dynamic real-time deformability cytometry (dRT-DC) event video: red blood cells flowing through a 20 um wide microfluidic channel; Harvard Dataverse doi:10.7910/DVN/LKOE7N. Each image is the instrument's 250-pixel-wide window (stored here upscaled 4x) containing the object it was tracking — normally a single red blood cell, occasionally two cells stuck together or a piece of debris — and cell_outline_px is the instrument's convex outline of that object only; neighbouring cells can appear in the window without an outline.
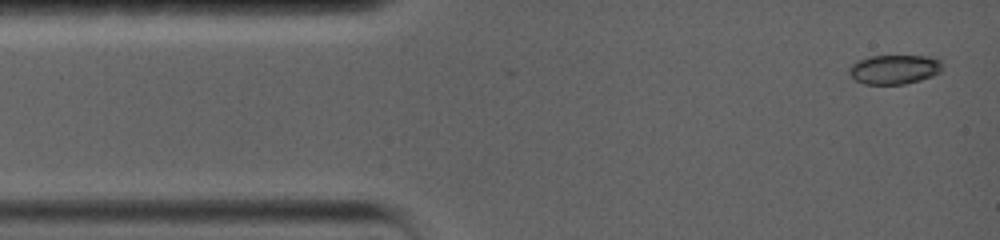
{"species": "common noctule bat (a hibernating species)", "species_latin": "Nyctalus noctula", "temperature_condition": "warm", "stored_images_in_passage": 33, "camera_frame_rate_fps": 5000, "um_per_image_px": 0.085, "animal": {"sex": "female", "body_mass_g": 19.0, "forearm_length_mm": 56.7}, "frame": {"image": 1, "passage_image": 1, "time_ms": 0.0, "image_size_px": [1000, 240], "cell_outline_px": [[944, 68], [940, 72], [932, 76], [920, 80], [904, 84], [864, 84], [856, 80], [848, 72], [848, 68], [856, 60], [868, 56], [936, 56], [944, 64]], "centroid_in_image_um": [76.05, 5.88], "position_along_channel_um": 8.9, "area_um2": 16.24}}
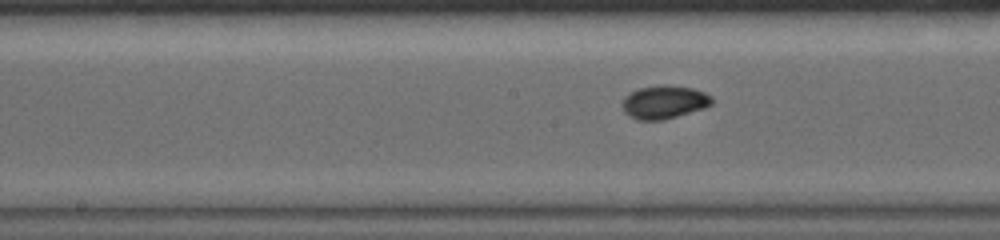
{"frame": {"image": 2, "passage_image": 16, "time_ms": 7.0, "image_size_px": [1000, 240], "cell_outline_px": [[712, 104], [704, 108], [664, 120], [636, 120], [628, 116], [624, 112], [620, 104], [624, 96], [640, 88], [664, 84], [692, 88], [704, 92], [712, 96]], "centroid_in_image_um": [56.42, 8.69], "position_along_channel_um": 191.8, "area_um2": 17.51}}
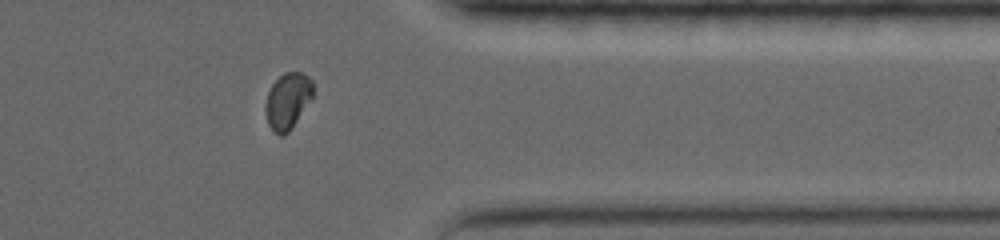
{"frame": {"image": 3, "passage_image": 28, "time_ms": 12.6, "image_size_px": [1000, 240], "cell_outline_px": [[312, 100], [292, 128], [284, 136], [280, 136], [268, 124], [264, 108], [268, 92], [272, 84], [284, 72], [300, 72], [308, 76], [312, 80]], "centroid_in_image_um": [24.46, 8.58], "position_along_channel_um": 386.9, "area_um2": 15.61}}